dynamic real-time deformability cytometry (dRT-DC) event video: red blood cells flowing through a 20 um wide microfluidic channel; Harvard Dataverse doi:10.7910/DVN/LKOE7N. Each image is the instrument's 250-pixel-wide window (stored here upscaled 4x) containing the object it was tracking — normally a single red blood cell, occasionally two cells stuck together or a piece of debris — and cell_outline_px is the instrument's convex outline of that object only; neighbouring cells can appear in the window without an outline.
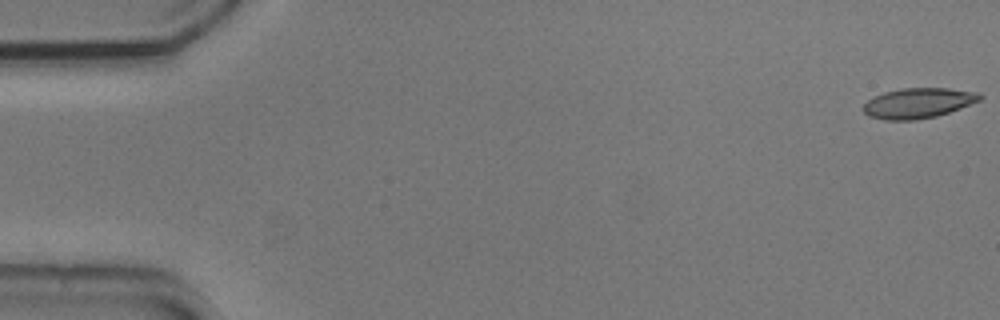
{"species": "common noctule bat (a hibernating species)", "species_latin": "Nyctalus noctula", "temperature_condition": "cold", "stored_images_in_passage": 54, "camera_frame_rate_fps": 3000, "um_per_image_px": 0.085, "animal": {"sex": "male", "body_mass_g": 20.5, "forearm_length_mm": 52.5}, "frame": {"image": 1, "passage_image": 1, "time_ms": 0.0, "image_size_px": [1000, 320], "cell_outline_px": [[984, 96], [980, 100], [960, 108], [936, 116], [916, 120], [884, 120], [868, 116], [864, 112], [864, 104], [868, 100], [884, 92], [904, 88], [948, 88], [980, 92]], "centroid_in_image_um": [78.07, 8.76], "position_along_channel_um": 6.9, "area_um2": 20.46}}
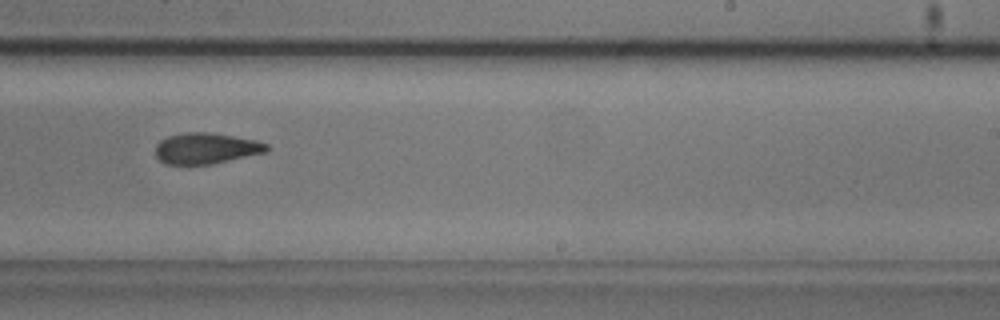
{"frame": {"image": 2, "passage_image": 34, "time_ms": 11.0, "image_size_px": [1000, 320], "cell_outline_px": [[268, 152], [212, 164], [164, 164], [156, 156], [156, 144], [160, 140], [168, 136], [188, 132], [208, 132], [256, 140], [268, 144]], "centroid_in_image_um": [17.52, 12.61], "position_along_channel_um": 271.5, "area_um2": 20.06}}
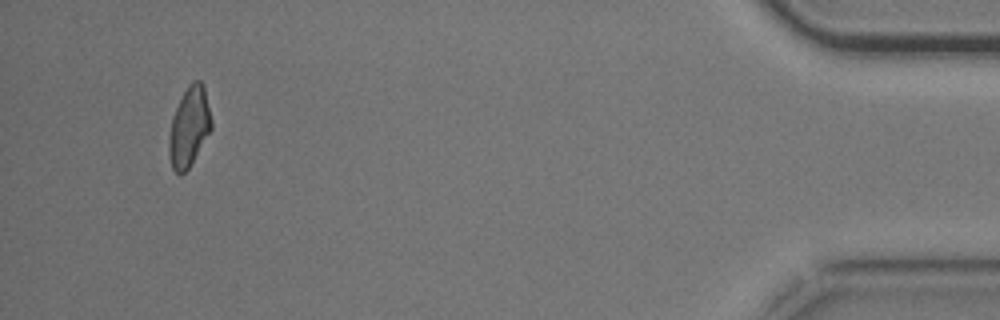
{"frame": {"image": 3, "passage_image": 52, "time_ms": 17.0, "image_size_px": [1000, 320], "cell_outline_px": [[212, 128], [188, 168], [180, 176], [172, 168], [168, 156], [168, 140], [172, 120], [176, 108], [188, 84], [192, 80], [200, 80], [204, 84], [212, 120]], "centroid_in_image_um": [16.08, 10.77], "position_along_channel_um": 419.1, "area_um2": 19.59}, "authors_computed_cell_mechanics": {"area_um2": 20.4901, "velocity_mm_per_s": 3.6924, "shape_relaxation_time_tau1_ms": 3.3892, "shape_relaxation_time_tau2_ms": null, "deformation_change_tau1": 0.1116, "deformation_change_tau2": null}}